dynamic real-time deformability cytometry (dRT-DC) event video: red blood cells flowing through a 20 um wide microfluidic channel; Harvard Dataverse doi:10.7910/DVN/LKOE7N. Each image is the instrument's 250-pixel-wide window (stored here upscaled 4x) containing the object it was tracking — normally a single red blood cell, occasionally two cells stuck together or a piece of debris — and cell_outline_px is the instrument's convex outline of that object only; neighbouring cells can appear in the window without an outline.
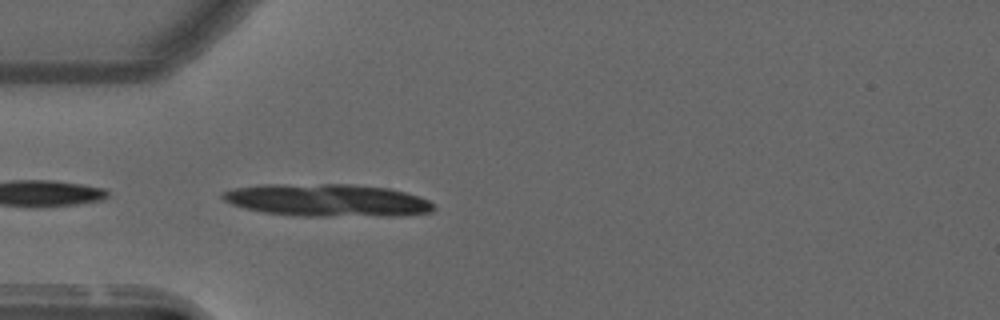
{"species": "common noctule bat (a hibernating species)", "species_latin": "Nyctalus noctula", "temperature_condition": "warm", "stored_images_in_passage": 32, "camera_frame_rate_fps": 3000, "um_per_image_px": 0.085, "animal": {"sex": "male", "forearm_length_mm": 52.5}, "frame": {"image": 1, "passage_image": 1, "time_ms": 0.0, "image_size_px": [1000, 320], "cell_outline_px": [[436, 208], [432, 212], [400, 216], [296, 216], [264, 212], [244, 208], [232, 204], [224, 200], [220, 196], [220, 192], [232, 188], [260, 184], [352, 184], [388, 188], [408, 192], [420, 196], [428, 200]], "centroid_in_image_um": [27.82, 17.02], "position_along_channel_um": 57.2, "area_um2": 40.63}}